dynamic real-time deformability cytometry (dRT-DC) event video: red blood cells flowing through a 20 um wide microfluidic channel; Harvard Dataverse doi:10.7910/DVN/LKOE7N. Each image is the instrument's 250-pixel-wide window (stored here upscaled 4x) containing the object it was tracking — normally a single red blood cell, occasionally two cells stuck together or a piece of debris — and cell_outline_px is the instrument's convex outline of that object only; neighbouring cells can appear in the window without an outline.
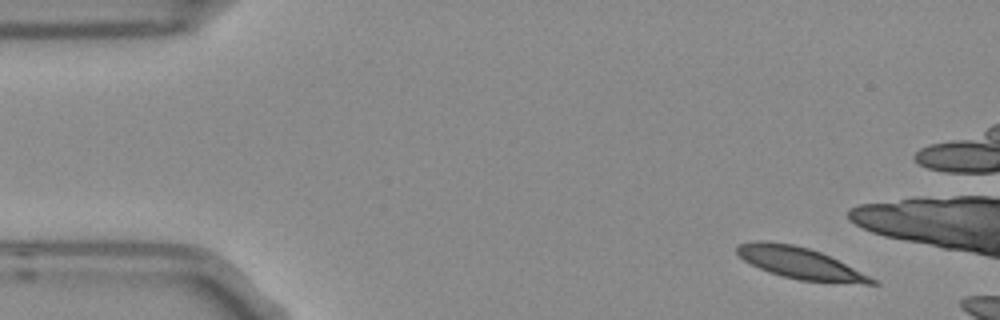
{"species": "Egyptian fruit bat (a non-hibernating species)", "species_latin": "Rousettus aegyptiacus", "temperature_condition": "room temperature", "stored_images_in_passage": 3, "camera_frame_rate_fps": 3000, "um_per_image_px": 0.085, "frame": {"image": 1, "passage_image": 1, "time_ms": 0.0, "image_size_px": [1000, 320], "cell_outline_px": [[880, 284], [864, 284], [800, 280], [768, 272], [744, 260], [736, 252], [736, 248], [740, 244], [752, 240], [764, 240], [792, 244], [808, 248], [820, 252], [876, 280]], "centroid_in_image_um": [67.94, 22.35], "position_along_channel_um": 17.1, "area_um2": 24.22}}